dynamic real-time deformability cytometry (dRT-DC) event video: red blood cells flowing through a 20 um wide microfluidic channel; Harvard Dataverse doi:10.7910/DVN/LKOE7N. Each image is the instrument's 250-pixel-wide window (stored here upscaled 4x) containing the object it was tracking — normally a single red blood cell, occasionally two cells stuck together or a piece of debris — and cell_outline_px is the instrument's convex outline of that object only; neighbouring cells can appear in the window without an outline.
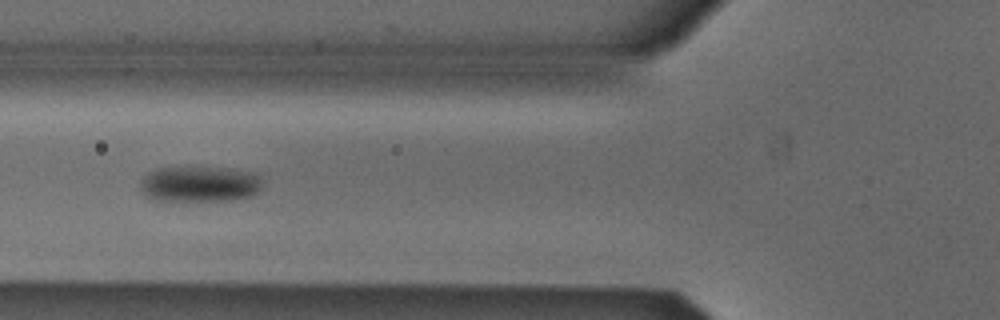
{"species": "Egyptian fruit bat (a non-hibernating species)", "species_latin": "Rousettus aegyptiacus", "temperature_condition": "cold", "stored_images_in_passage": 26, "camera_frame_rate_fps": 3000, "um_per_image_px": 0.085, "animal": {"sex": "male"}, "frame": {"image": 1, "passage_image": 13, "time_ms": 4.0, "image_size_px": [1000, 320], "cell_outline_px": [[260, 192], [252, 196], [236, 200], [156, 200], [144, 196], [140, 188], [140, 180], [148, 172], [156, 168], [232, 168], [256, 172], [260, 180]], "centroid_in_image_um": [16.98, 15.65], "position_along_channel_um": 108.8, "area_um2": 25.61}}
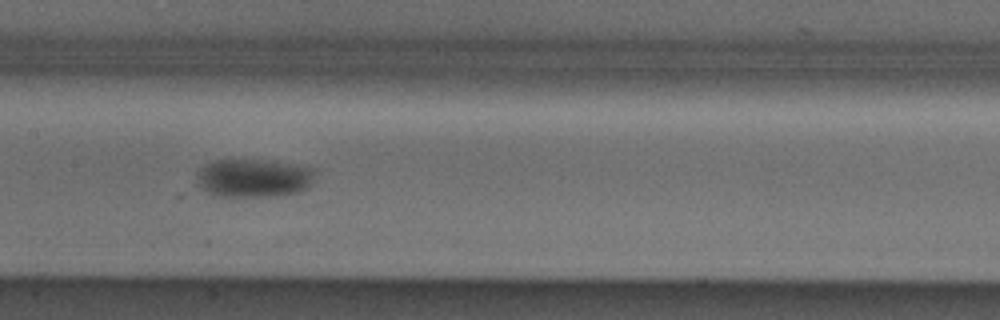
{"frame": {"image": 2, "passage_image": 19, "time_ms": 6.0, "image_size_px": [1000, 320], "cell_outline_px": [[316, 168], [312, 184], [308, 188], [296, 192], [276, 196], [216, 196], [200, 188], [196, 184], [196, 172], [204, 164], [216, 160], [276, 160]], "centroid_in_image_um": [21.56, 15.12], "position_along_channel_um": 185.8, "area_um2": 26.99}}
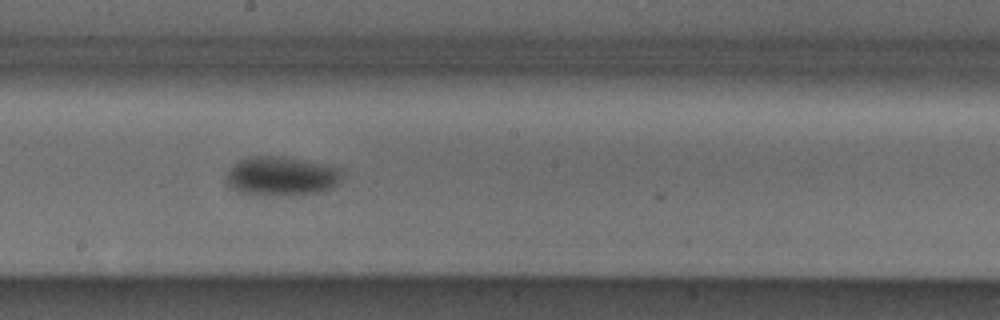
{"frame": {"image": 3, "passage_image": 22, "time_ms": 7.0, "image_size_px": [1000, 320], "cell_outline_px": [[340, 176], [336, 184], [332, 188], [320, 192], [272, 196], [236, 192], [228, 188], [224, 180], [228, 172], [240, 160], [248, 156], [284, 156], [336, 168]], "centroid_in_image_um": [23.79, 14.99], "position_along_channel_um": 224.4, "area_um2": 26.07}}